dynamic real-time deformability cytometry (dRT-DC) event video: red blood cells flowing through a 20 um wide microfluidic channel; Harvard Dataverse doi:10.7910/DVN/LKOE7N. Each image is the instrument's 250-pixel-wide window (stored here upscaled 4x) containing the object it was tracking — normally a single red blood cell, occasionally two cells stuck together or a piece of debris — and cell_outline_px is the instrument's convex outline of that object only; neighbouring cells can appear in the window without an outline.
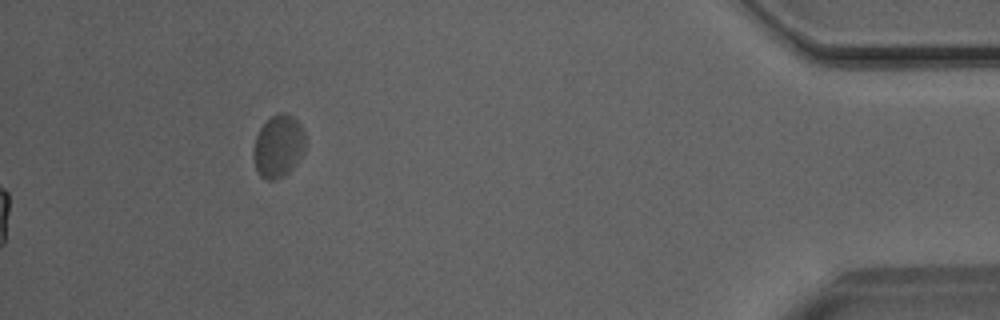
{"species": "Egyptian fruit bat (a non-hibernating species)", "species_latin": "Rousettus aegyptiacus", "temperature_condition": "room temperature", "stored_images_in_passage": 43, "camera_frame_rate_fps": 3000, "um_per_image_px": 0.085, "animal": {"sex": "male"}, "frame": {"image": 1, "passage_image": 43, "time_ms": 14.0, "image_size_px": [1000, 320], "cell_outline_px": [[304, 148], [300, 156], [292, 168], [288, 172], [276, 180], [268, 180], [260, 176], [256, 168], [252, 156], [252, 148], [256, 136], [260, 128], [272, 116], [280, 112], [284, 112], [292, 116], [300, 124], [304, 132]], "centroid_in_image_um": [23.62, 12.43], "position_along_channel_um": 411.6, "area_um2": 18.73}}